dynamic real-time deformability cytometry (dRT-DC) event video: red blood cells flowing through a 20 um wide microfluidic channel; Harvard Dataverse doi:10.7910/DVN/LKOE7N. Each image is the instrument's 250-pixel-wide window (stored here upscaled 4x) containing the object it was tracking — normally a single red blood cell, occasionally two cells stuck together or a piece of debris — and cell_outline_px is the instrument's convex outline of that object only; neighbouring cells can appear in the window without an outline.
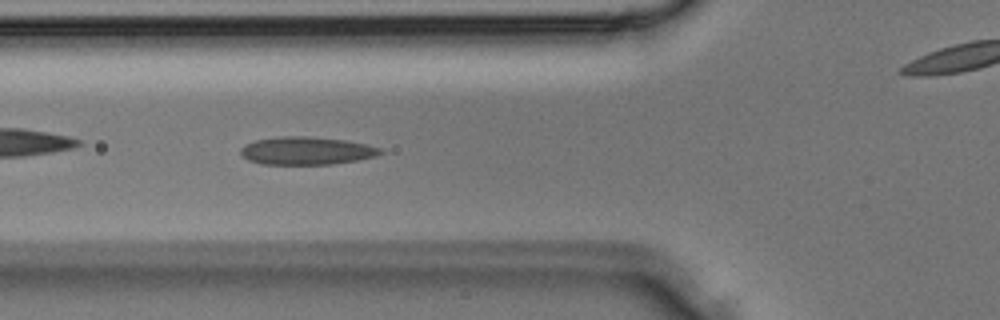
{"species": "Egyptian fruit bat (a non-hibernating species)", "species_latin": "Rousettus aegyptiacus", "temperature_condition": "room temperature", "stored_images_in_passage": 19, "camera_frame_rate_fps": 3000, "um_per_image_px": 0.085, "animal": {"sex": "male"}, "frame": {"image": 1, "passage_image": 3, "time_ms": 0.667, "image_size_px": [1000, 320], "cell_outline_px": [[384, 152], [376, 156], [356, 160], [332, 164], [260, 164], [248, 160], [240, 152], [240, 148], [244, 144], [256, 140], [280, 136], [308, 136], [344, 140], [384, 148]], "centroid_in_image_um": [26.05, 12.81], "position_along_channel_um": 99.8, "area_um2": 22.72}}
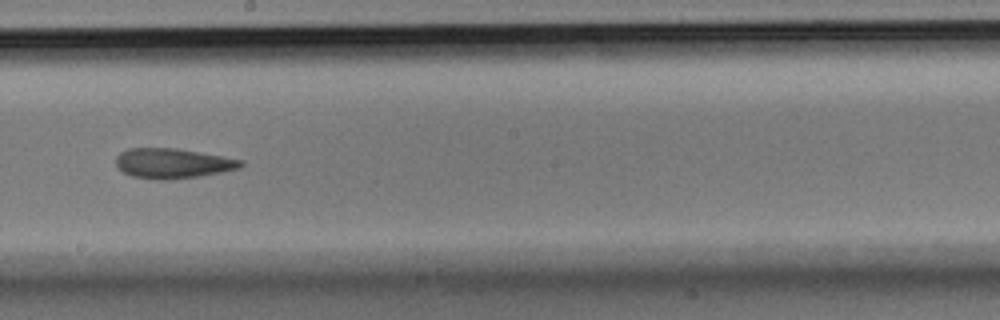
{"frame": {"image": 2, "passage_image": 10, "time_ms": 3.0, "image_size_px": [1000, 320], "cell_outline_px": [[244, 164], [240, 168], [220, 172], [196, 176], [168, 180], [160, 180], [132, 176], [124, 172], [116, 164], [116, 156], [120, 152], [128, 148], [176, 148], [244, 160]], "centroid_in_image_um": [14.67, 13.87], "position_along_channel_um": 233.5, "area_um2": 21.62}}
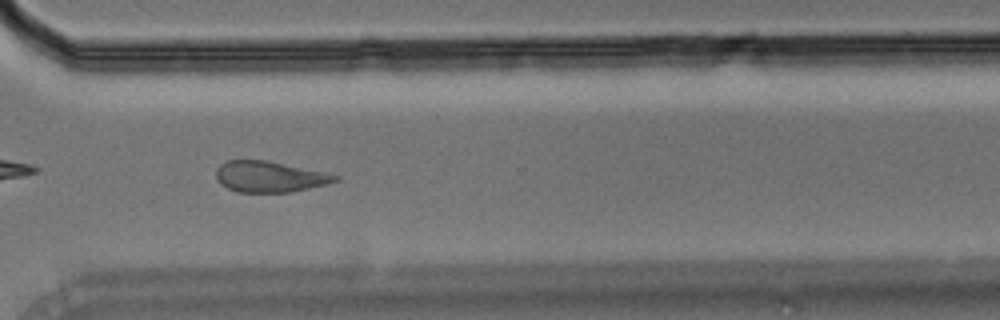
{"frame": {"image": 3, "passage_image": 16, "time_ms": 5.0, "image_size_px": [1000, 320], "cell_outline_px": [[340, 180], [328, 184], [288, 192], [236, 192], [220, 184], [216, 180], [216, 168], [220, 164], [228, 160], [264, 160], [340, 176]], "centroid_in_image_um": [22.85, 15.03], "position_along_channel_um": 347.7, "area_um2": 21.21}}